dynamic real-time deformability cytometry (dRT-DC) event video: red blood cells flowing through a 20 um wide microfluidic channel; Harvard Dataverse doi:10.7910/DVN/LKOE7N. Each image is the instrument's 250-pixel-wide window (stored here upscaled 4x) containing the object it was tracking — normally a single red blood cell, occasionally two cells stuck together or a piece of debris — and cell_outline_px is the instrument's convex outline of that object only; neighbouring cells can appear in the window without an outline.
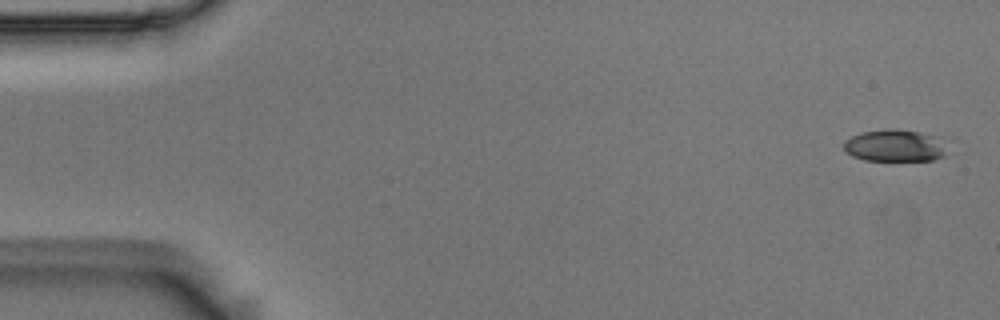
{"species": "Egyptian fruit bat (a non-hibernating species)", "species_latin": "Rousettus aegyptiacus", "temperature_condition": "room temperature", "stored_images_in_passage": 5, "camera_frame_rate_fps": 3000, "um_per_image_px": 0.085, "animal": {"sex": "male"}, "frame": {"image": 1, "passage_image": 1, "time_ms": 0.0, "image_size_px": [1000, 320], "cell_outline_px": [[944, 156], [932, 160], [864, 160], [852, 156], [844, 152], [844, 140], [852, 136], [864, 132], [888, 128], [896, 128], [920, 132], [932, 136], [940, 148]], "centroid_in_image_um": [75.89, 12.38], "position_along_channel_um": 9.1, "area_um2": 18.61}}
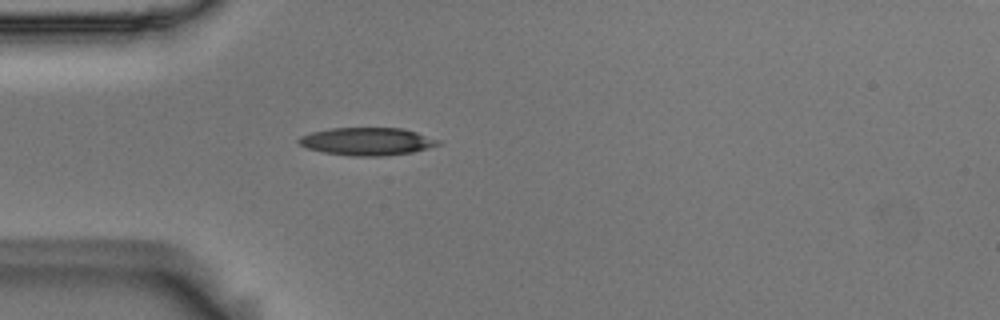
{"frame": {"image": 2, "passage_image": 5, "time_ms": 1.333, "image_size_px": [1000, 320], "cell_outline_px": [[444, 144], [412, 152], [384, 156], [352, 156], [324, 152], [308, 148], [300, 144], [296, 140], [300, 136], [312, 132], [332, 128], [400, 128], [416, 132], [440, 140]], "centroid_in_image_um": [31.23, 12.02], "position_along_channel_um": 53.8, "area_um2": 22.48}}